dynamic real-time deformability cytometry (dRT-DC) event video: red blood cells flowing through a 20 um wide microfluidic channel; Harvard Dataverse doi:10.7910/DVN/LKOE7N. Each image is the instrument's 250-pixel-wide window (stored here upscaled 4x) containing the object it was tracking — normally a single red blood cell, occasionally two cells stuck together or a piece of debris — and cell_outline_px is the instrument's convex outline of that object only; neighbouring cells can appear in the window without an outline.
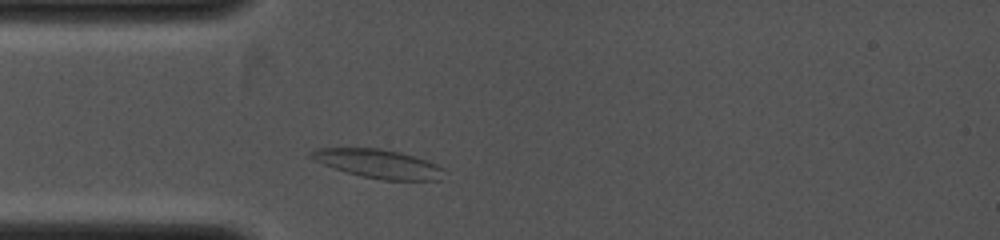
{"species": "common noctule bat (a hibernating species)", "species_latin": "Nyctalus noctula", "temperature_condition": "cold", "stored_images_in_passage": 2, "camera_frame_rate_fps": 4000, "um_per_image_px": 0.085, "animal": {"sex": "female", "body_mass_g": 19.0, "forearm_length_mm": 53.3}, "frame": {"image": 1, "passage_image": 2, "time_ms": 1.25, "image_size_px": [1000, 240], "cell_outline_px": [[444, 168], [440, 180], [384, 180], [360, 176], [324, 164], [308, 156], [308, 152], [316, 148], [380, 148], [400, 152], [416, 156], [428, 160]], "centroid_in_image_um": [32.18, 13.91], "position_along_channel_um": 52.8, "area_um2": 22.2}}